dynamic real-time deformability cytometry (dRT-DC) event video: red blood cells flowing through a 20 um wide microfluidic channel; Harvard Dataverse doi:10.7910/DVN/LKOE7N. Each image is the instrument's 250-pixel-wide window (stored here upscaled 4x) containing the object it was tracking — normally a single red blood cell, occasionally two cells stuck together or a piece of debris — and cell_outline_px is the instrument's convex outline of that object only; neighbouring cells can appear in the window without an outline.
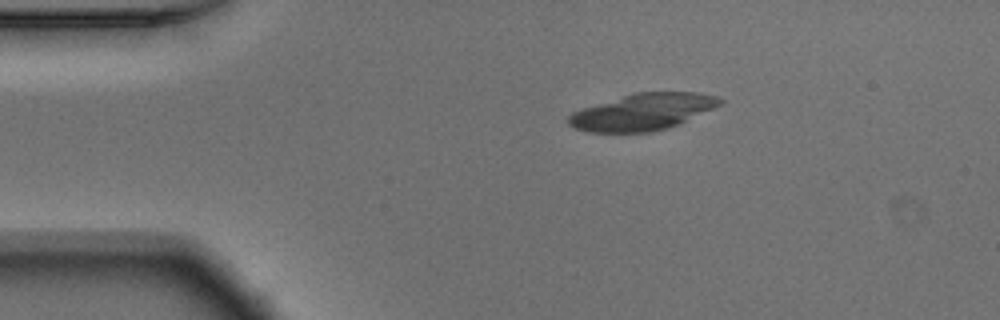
{"species": "Egyptian fruit bat (a non-hibernating species)", "species_latin": "Rousettus aegyptiacus", "temperature_condition": "warm", "stored_images_in_passage": 9, "camera_frame_rate_fps": 3000, "um_per_image_px": 0.085, "animal": {"sex": "male"}, "frame": {"image": 1, "passage_image": 1, "time_ms": 0.0, "image_size_px": [1000, 320], "cell_outline_px": [[724, 104], [680, 124], [668, 128], [652, 132], [588, 132], [576, 128], [568, 124], [568, 116], [572, 112], [584, 108], [636, 92], [700, 92], [716, 96], [724, 100]], "centroid_in_image_um": [54.71, 9.51], "position_along_channel_um": 30.3, "area_um2": 32.31}}